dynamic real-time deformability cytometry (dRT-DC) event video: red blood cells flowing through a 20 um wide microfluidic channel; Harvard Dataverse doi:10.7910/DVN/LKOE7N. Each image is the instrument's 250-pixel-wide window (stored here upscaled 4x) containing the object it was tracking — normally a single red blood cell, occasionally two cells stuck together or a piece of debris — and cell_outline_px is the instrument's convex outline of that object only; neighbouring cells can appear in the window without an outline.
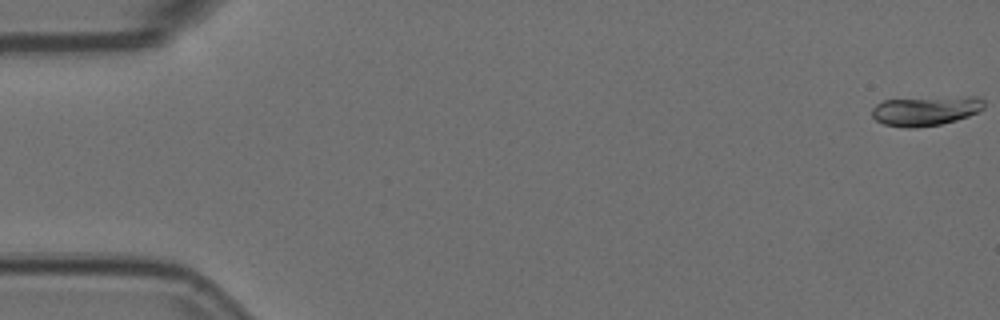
{"species": "Egyptian fruit bat (a non-hibernating species)", "species_latin": "Rousettus aegyptiacus", "temperature_condition": "room temperature", "stored_images_in_passage": 7, "camera_frame_rate_fps": 3000, "um_per_image_px": 0.085, "animal": {"sex": "female"}, "frame": {"image": 1, "passage_image": 1, "time_ms": 0.0, "image_size_px": [1000, 320], "cell_outline_px": [[984, 108], [968, 116], [956, 120], [940, 124], [916, 128], [908, 128], [884, 124], [876, 120], [872, 116], [872, 108], [876, 104], [884, 100], [968, 96], [980, 96], [984, 100]], "centroid_in_image_um": [78.69, 9.41], "position_along_channel_um": 6.3, "area_um2": 19.25}}
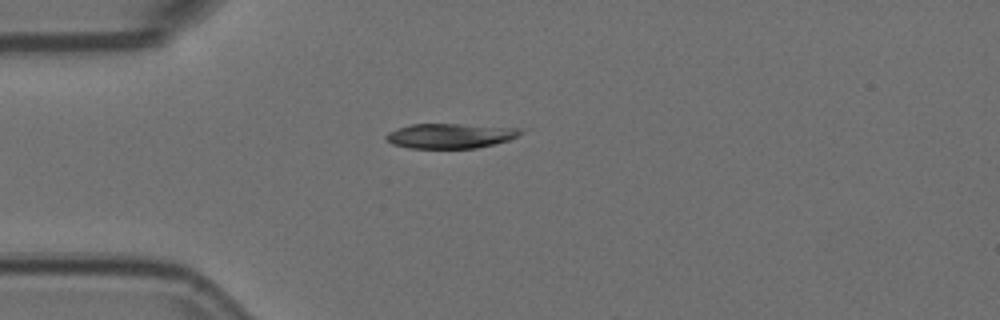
{"frame": {"image": 2, "passage_image": 5, "time_ms": 1.333, "image_size_px": [1000, 320], "cell_outline_px": [[520, 132], [516, 136], [508, 140], [476, 148], [408, 148], [392, 144], [384, 140], [384, 136], [388, 132], [396, 128], [412, 124], [460, 124], [520, 128]], "centroid_in_image_um": [38.16, 11.55], "position_along_channel_um": 46.8, "area_um2": 19.36}}
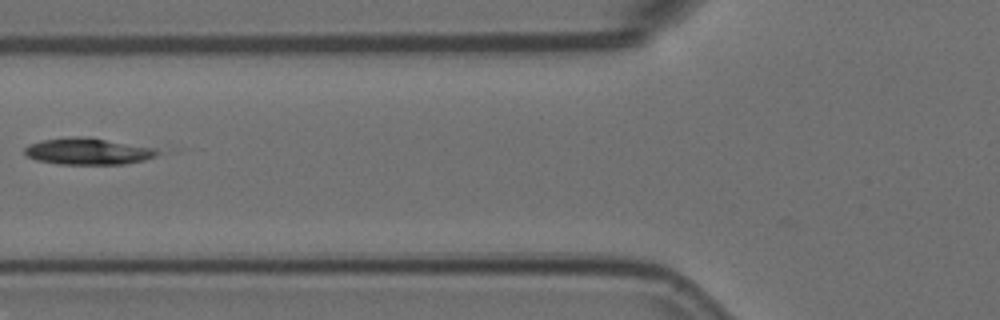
{"frame": {"image": 3, "passage_image": 7, "time_ms": 2.0, "image_size_px": [1000, 320], "cell_outline_px": [[160, 152], [156, 156], [144, 160], [124, 164], [60, 164], [36, 160], [28, 156], [24, 152], [24, 148], [28, 144], [44, 140], [72, 136], [88, 136], [152, 148]], "centroid_in_image_um": [7.44, 12.86], "position_along_channel_um": 118.4, "area_um2": 20.46}}